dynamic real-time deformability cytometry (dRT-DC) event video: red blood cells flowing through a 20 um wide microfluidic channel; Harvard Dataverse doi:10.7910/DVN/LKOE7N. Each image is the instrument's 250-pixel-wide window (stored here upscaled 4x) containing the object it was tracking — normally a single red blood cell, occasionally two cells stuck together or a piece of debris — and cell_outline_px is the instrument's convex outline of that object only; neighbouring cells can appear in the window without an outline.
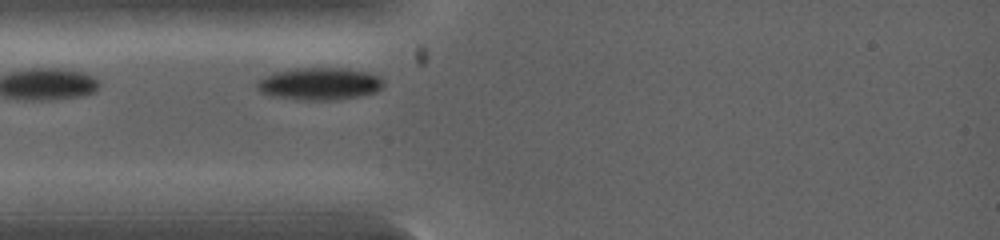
{"species": "common noctule bat (a hibernating species)", "species_latin": "Nyctalus noctula", "temperature_condition": "warm", "stored_images_in_passage": 3, "camera_frame_rate_fps": 5000, "um_per_image_px": 0.085, "animal": {"sex": "female", "body_mass_g": 19.0, "forearm_length_mm": 53.3}, "frame": {"image": 1, "passage_image": 3, "time_ms": 1.6, "image_size_px": [1000, 240], "cell_outline_px": [[384, 84], [376, 92], [360, 96], [336, 100], [296, 100], [272, 96], [256, 88], [256, 80], [276, 72], [296, 68], [340, 68], [368, 72], [380, 76], [384, 80]], "centroid_in_image_um": [27.18, 7.13], "position_along_channel_um": 57.8, "area_um2": 23.93}}